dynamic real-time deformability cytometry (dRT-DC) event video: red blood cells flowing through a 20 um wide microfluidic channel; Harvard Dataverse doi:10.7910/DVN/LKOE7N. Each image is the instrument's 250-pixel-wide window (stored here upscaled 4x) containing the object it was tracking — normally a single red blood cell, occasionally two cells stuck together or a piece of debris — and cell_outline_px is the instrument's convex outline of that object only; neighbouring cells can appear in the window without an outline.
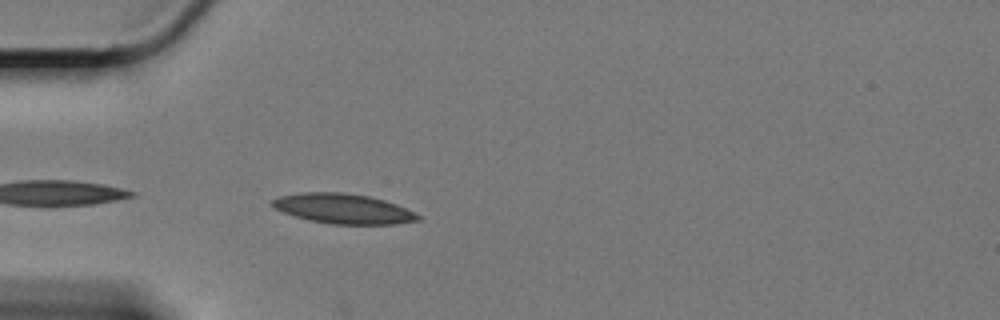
{"species": "Egyptian fruit bat (a non-hibernating species)", "species_latin": "Rousettus aegyptiacus", "temperature_condition": "cold", "stored_images_in_passage": 8, "camera_frame_rate_fps": 3000, "um_per_image_px": 0.085, "animal": {"sex": "female"}, "frame": {"image": 1, "passage_image": 2, "time_ms": 0.333, "image_size_px": [1000, 320], "cell_outline_px": [[420, 220], [396, 224], [332, 224], [308, 220], [284, 212], [276, 208], [272, 204], [272, 200], [280, 196], [300, 192], [344, 192], [368, 196], [384, 200], [396, 204], [420, 216]], "centroid_in_image_um": [29.17, 17.73], "position_along_channel_um": 55.8, "area_um2": 25.14}}